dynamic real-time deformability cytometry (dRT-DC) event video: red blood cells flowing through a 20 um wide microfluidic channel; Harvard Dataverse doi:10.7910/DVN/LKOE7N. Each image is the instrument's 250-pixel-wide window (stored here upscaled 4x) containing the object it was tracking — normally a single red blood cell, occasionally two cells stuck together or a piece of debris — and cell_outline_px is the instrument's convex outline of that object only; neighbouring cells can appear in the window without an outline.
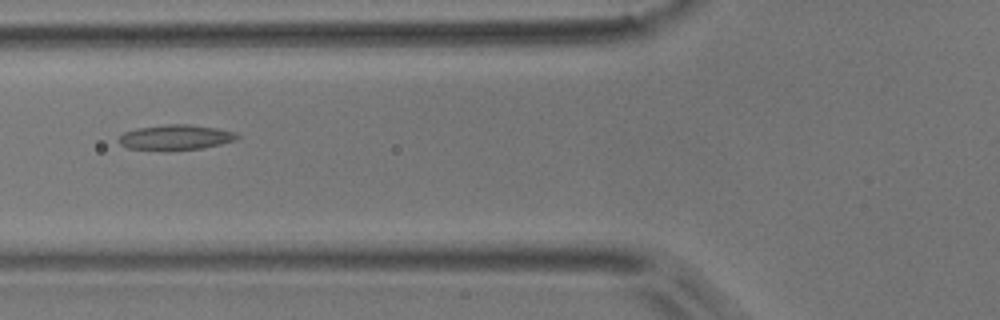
{"species": "common noctule bat (a hibernating species)", "species_latin": "Nyctalus noctula", "temperature_condition": "room temperature", "stored_images_in_passage": 15, "camera_frame_rate_fps": 3000, "um_per_image_px": 0.085, "animal": {"sex": "male", "body_mass_g": 17.9}, "frame": {"image": 1, "passage_image": 13, "time_ms": 4.0, "image_size_px": [1000, 320], "cell_outline_px": [[240, 136], [236, 140], [220, 144], [200, 148], [168, 152], [128, 148], [120, 144], [120, 136], [124, 132], [136, 128], [168, 124], [188, 124], [216, 128], [236, 132]], "centroid_in_image_um": [14.92, 11.69], "position_along_channel_um": 110.9, "area_um2": 17.63}}
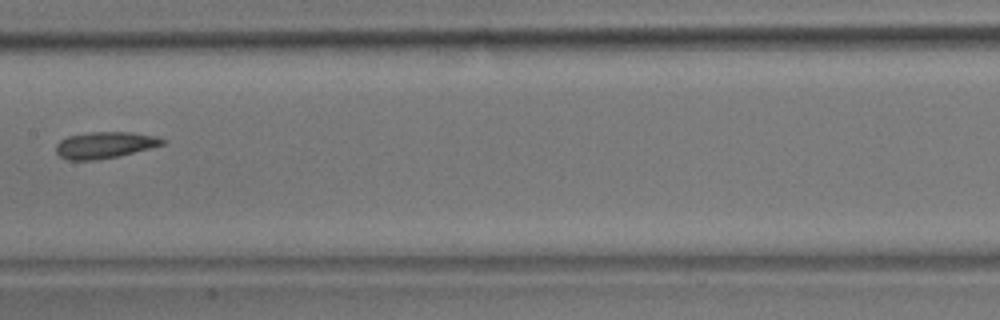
{"frame": {"image": 2, "passage_image": 15, "time_ms": 4.667, "image_size_px": [1000, 320], "cell_outline_px": [[168, 140], [164, 144], [152, 148], [120, 156], [96, 160], [68, 160], [60, 156], [56, 152], [56, 144], [60, 140], [68, 136], [92, 132], [132, 132], [156, 136]], "centroid_in_image_um": [8.94, 12.33], "position_along_channel_um": 198.5, "area_um2": 16.59}}